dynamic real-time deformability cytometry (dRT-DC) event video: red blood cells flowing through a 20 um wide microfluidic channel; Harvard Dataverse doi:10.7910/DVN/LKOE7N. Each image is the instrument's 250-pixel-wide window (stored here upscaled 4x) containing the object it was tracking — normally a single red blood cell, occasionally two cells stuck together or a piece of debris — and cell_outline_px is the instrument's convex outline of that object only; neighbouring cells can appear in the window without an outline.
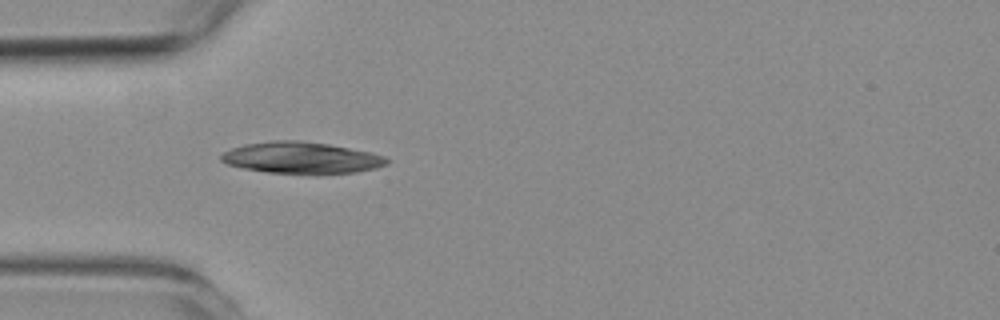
{"species": "common noctule bat (a hibernating species)", "species_latin": "Nyctalus noctula", "temperature_condition": "room temperature", "stored_images_in_passage": 40, "camera_frame_rate_fps": 3000, "um_per_image_px": 0.085, "animal": {"sex": "female", "body_mass_g": 19.3, "forearm_length_mm": 54.1}, "frame": {"image": 1, "passage_image": 1, "time_ms": 0.0, "image_size_px": [1000, 320], "cell_outline_px": [[388, 164], [376, 168], [356, 172], [268, 172], [244, 168], [228, 164], [220, 160], [220, 156], [224, 152], [232, 148], [244, 144], [272, 140], [296, 140], [328, 144], [368, 152], [384, 156], [388, 160]], "centroid_in_image_um": [25.58, 13.38], "position_along_channel_um": 59.4, "area_um2": 29.59}}
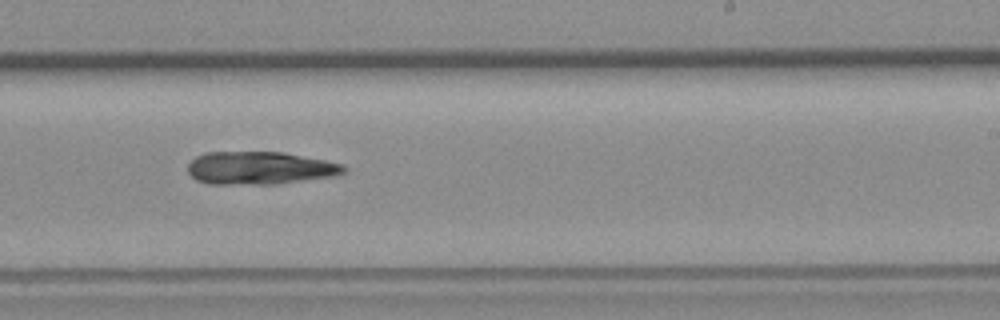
{"frame": {"image": 2, "passage_image": 18, "time_ms": 5.667, "image_size_px": [1000, 320], "cell_outline_px": [[348, 168], [344, 172], [336, 176], [276, 184], [208, 184], [196, 180], [188, 172], [188, 164], [196, 156], [204, 152], [284, 152], [344, 164]], "centroid_in_image_um": [22.09, 14.28], "position_along_channel_um": 266.9, "area_um2": 30.06}}
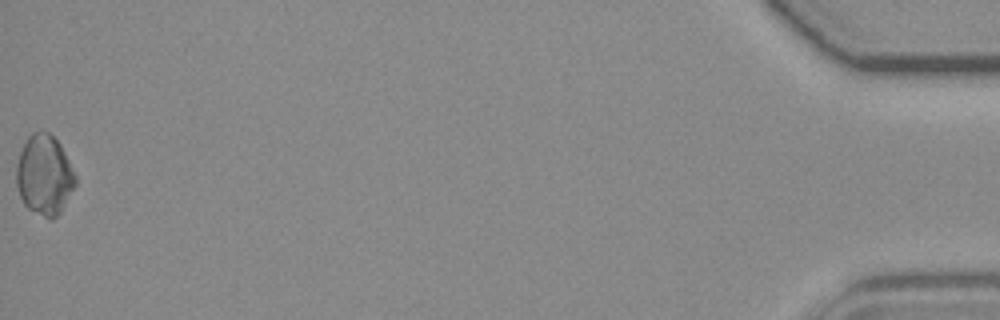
{"frame": {"image": 3, "passage_image": 40, "time_ms": 13.0, "image_size_px": [1000, 320], "cell_outline_px": [[76, 184], [60, 212], [52, 220], [48, 220], [28, 208], [24, 204], [20, 196], [16, 184], [16, 164], [20, 152], [28, 136], [32, 132], [48, 132], [60, 144], [76, 176]], "centroid_in_image_um": [3.76, 14.9], "position_along_channel_um": 431.4, "area_um2": 27.4}}